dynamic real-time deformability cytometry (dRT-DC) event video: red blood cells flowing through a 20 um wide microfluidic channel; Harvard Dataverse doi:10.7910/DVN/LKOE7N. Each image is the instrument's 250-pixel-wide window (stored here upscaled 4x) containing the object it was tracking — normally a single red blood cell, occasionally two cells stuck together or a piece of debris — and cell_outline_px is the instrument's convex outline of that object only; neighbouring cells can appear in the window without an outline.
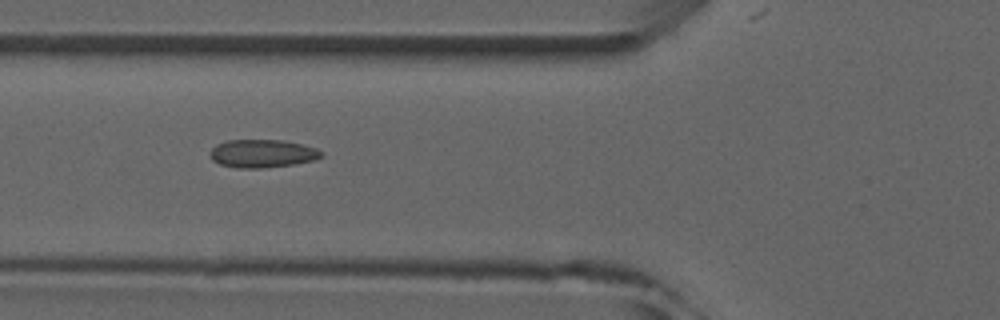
{"species": "common noctule bat (a hibernating species)", "species_latin": "Nyctalus noctula", "temperature_condition": "room temperature", "stored_images_in_passage": 5, "camera_frame_rate_fps": 3000, "um_per_image_px": 0.085, "animal": {"sex": "male", "forearm_length_mm": 52.5}, "frame": {"image": 1, "passage_image": 5, "time_ms": 5.333, "image_size_px": [1000, 320], "cell_outline_px": [[324, 156], [312, 160], [292, 164], [264, 168], [236, 168], [220, 164], [212, 160], [208, 156], [208, 152], [216, 144], [228, 140], [284, 140], [316, 148], [324, 152]], "centroid_in_image_um": [22.26, 13.05], "position_along_channel_um": 103.5, "area_um2": 18.32}}